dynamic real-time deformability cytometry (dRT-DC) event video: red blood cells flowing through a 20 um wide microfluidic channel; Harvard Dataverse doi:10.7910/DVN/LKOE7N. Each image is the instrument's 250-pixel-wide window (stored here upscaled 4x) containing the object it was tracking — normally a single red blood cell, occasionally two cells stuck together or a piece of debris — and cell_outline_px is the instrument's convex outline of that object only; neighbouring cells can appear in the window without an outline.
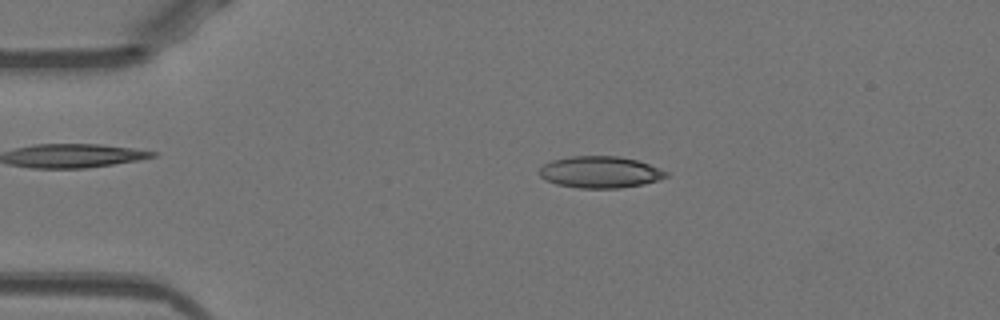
{"species": "Egyptian fruit bat (a non-hibernating species)", "species_latin": "Rousettus aegyptiacus", "temperature_condition": "warm", "stored_images_in_passage": 50, "camera_frame_rate_fps": 3000, "um_per_image_px": 0.085, "animal": {"sex": "female"}, "frame": {"image": 1, "passage_image": 10, "time_ms": 3.0, "image_size_px": [1000, 320], "cell_outline_px": [[668, 176], [644, 184], [620, 188], [580, 188], [556, 184], [544, 180], [540, 176], [540, 168], [544, 164], [552, 160], [572, 156], [616, 156], [636, 160], [648, 164], [668, 172]], "centroid_in_image_um": [50.98, 14.63], "position_along_channel_um": 34.0, "area_um2": 23.24}}
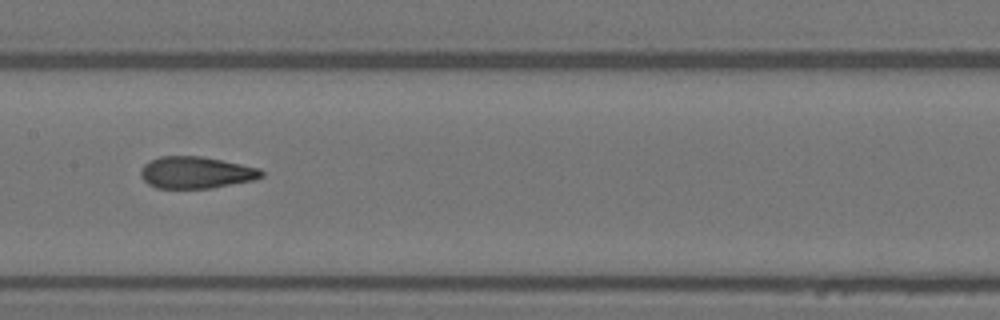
{"frame": {"image": 2, "passage_image": 25, "time_ms": 8.0, "image_size_px": [1000, 320], "cell_outline_px": [[264, 176], [252, 180], [212, 188], [156, 188], [148, 184], [140, 176], [140, 172], [144, 164], [160, 156], [200, 156], [260, 168], [264, 172]], "centroid_in_image_um": [16.65, 14.67], "position_along_channel_um": 190.8, "area_um2": 22.25}}
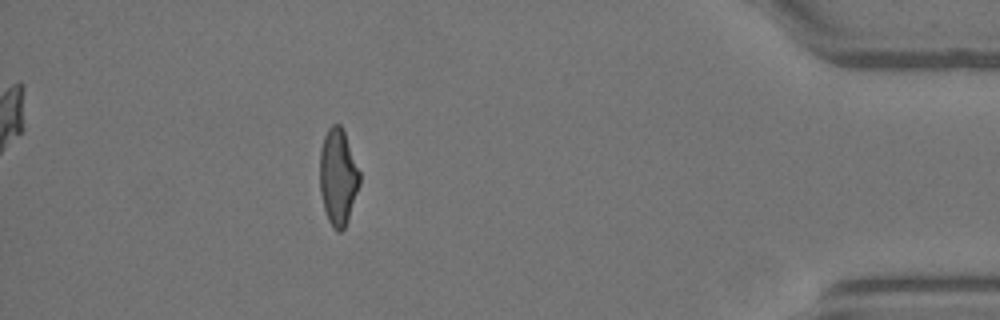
{"frame": {"image": 3, "passage_image": 45, "time_ms": 14.667, "image_size_px": [1000, 320], "cell_outline_px": [[360, 184], [348, 220], [344, 228], [340, 232], [336, 232], [332, 228], [328, 220], [324, 208], [320, 192], [320, 152], [324, 136], [328, 128], [332, 124], [340, 124], [344, 132], [360, 172]], "centroid_in_image_um": [28.73, 15.07], "position_along_channel_um": 406.5, "area_um2": 22.37}, "authors_computed_cell_mechanics": {"area_um2": 22.8888, "velocity_mm_per_s": 3.984, "shape_relaxation_time_tau1_ms": null, "shape_relaxation_time_tau2_ms": 1.2404, "deformation_change_tau1": null, "deformation_change_tau2": 0.0931}}